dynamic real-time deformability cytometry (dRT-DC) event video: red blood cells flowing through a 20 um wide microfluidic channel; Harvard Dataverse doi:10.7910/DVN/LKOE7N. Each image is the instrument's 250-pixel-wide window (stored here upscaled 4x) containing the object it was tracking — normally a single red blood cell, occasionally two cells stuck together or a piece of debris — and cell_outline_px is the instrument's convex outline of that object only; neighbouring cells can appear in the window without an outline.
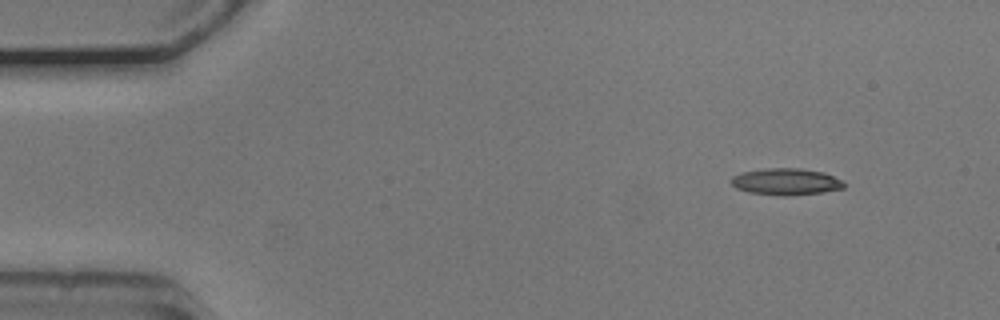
{"species": "common noctule bat (a hibernating species)", "species_latin": "Nyctalus noctula", "temperature_condition": "cold", "stored_images_in_passage": 49, "camera_frame_rate_fps": 3000, "um_per_image_px": 0.085, "animal": {"sex": "male", "body_mass_g": 20.5, "forearm_length_mm": 52.5}, "frame": {"image": 1, "passage_image": 1, "time_ms": 0.0, "image_size_px": [1000, 320], "cell_outline_px": [[844, 188], [820, 192], [788, 196], [784, 196], [748, 192], [736, 188], [728, 180], [732, 176], [744, 172], [764, 168], [800, 168], [824, 172], [844, 180]], "centroid_in_image_um": [66.8, 15.43], "position_along_channel_um": 18.2, "area_um2": 17.63}}
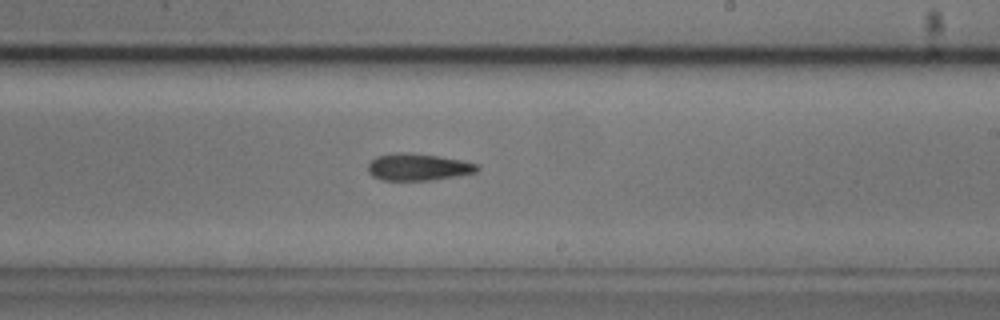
{"frame": {"image": 2, "passage_image": 27, "time_ms": 8.667, "image_size_px": [1000, 320], "cell_outline_px": [[480, 168], [476, 172], [456, 176], [432, 180], [384, 180], [372, 176], [368, 172], [368, 164], [376, 156], [396, 152], [408, 152], [440, 156], [464, 160], [480, 164]], "centroid_in_image_um": [35.57, 14.18], "position_along_channel_um": 253.4, "area_um2": 17.4}}
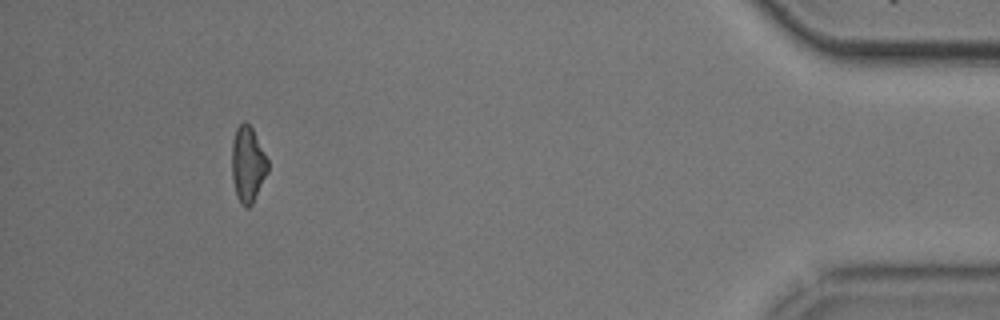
{"frame": {"image": 3, "passage_image": 45, "time_ms": 14.667, "image_size_px": [1000, 320], "cell_outline_px": [[268, 172], [252, 204], [248, 208], [244, 208], [240, 204], [236, 196], [232, 176], [232, 140], [236, 128], [244, 120], [252, 128], [268, 160]], "centroid_in_image_um": [21.05, 13.99], "position_along_channel_um": 414.2, "area_um2": 15.95}}